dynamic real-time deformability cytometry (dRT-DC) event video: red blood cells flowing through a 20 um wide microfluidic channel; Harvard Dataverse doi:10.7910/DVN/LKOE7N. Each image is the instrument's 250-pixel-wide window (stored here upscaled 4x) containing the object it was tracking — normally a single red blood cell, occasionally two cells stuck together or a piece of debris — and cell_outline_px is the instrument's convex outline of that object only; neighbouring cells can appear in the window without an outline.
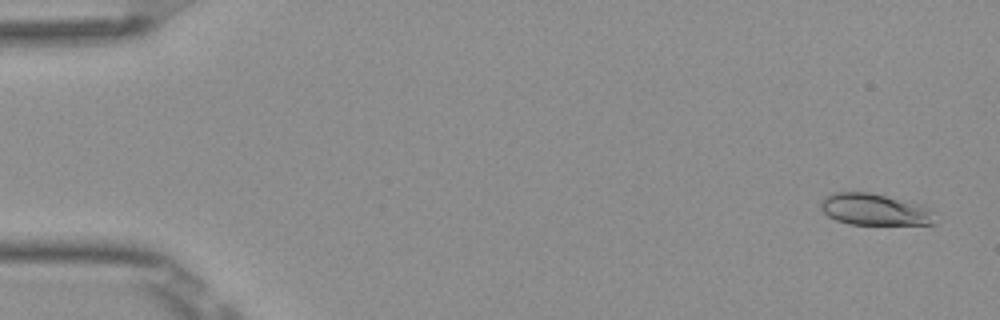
{"species": "Egyptian fruit bat (a non-hibernating species)", "species_latin": "Rousettus aegyptiacus", "temperature_condition": "room temperature", "stored_images_in_passage": 53, "camera_frame_rate_fps": 3000, "um_per_image_px": 0.085, "frame": {"image": 1, "passage_image": 3, "time_ms": 0.667, "image_size_px": [1000, 320], "cell_outline_px": [[936, 224], [848, 224], [836, 220], [828, 216], [820, 208], [820, 204], [824, 196], [836, 192], [868, 192], [924, 204], [932, 208]], "centroid_in_image_um": [74.38, 17.8], "position_along_channel_um": 10.6, "area_um2": 21.27}}
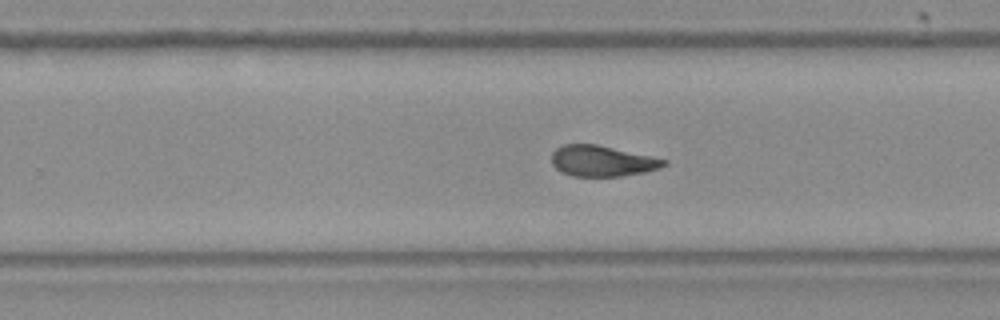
{"frame": {"image": 2, "passage_image": 34, "time_ms": 11.0, "image_size_px": [1000, 320], "cell_outline_px": [[668, 164], [660, 168], [644, 172], [620, 176], [572, 176], [560, 172], [552, 164], [552, 152], [556, 148], [564, 144], [596, 144], [652, 156], [668, 160]], "centroid_in_image_um": [51.18, 13.68], "position_along_channel_um": 278.6, "area_um2": 20.23}}
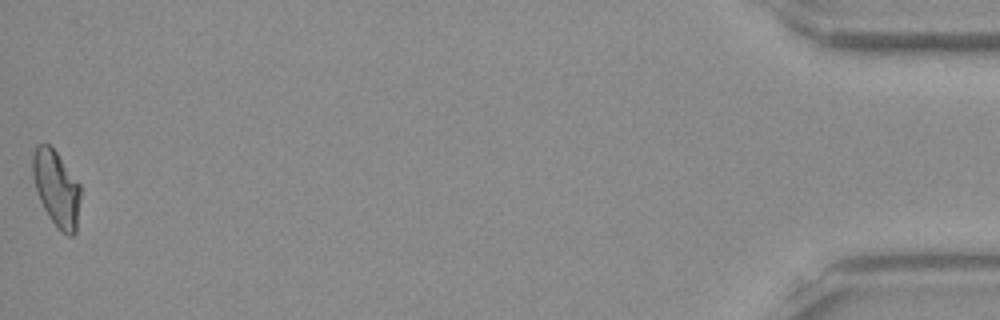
{"frame": {"image": 3, "passage_image": 53, "time_ms": 17.333, "image_size_px": [1000, 320], "cell_outline_px": [[80, 196], [76, 232], [72, 236], [68, 236], [60, 232], [48, 216], [40, 200], [36, 188], [32, 172], [32, 152], [36, 144], [48, 144], [56, 152], [80, 184]], "centroid_in_image_um": [4.79, 16.03], "position_along_channel_um": 430.4, "area_um2": 21.1}, "authors_computed_cell_mechanics": {"area_um2": 21.0392, "velocity_mm_per_s": 3.8964, "shape_relaxation_time_tau1_ms": 10.642, "shape_relaxation_time_tau2_ms": 3.388, "deformation_change_tau1": 0.2282, "deformation_change_tau2": 0.0774}}